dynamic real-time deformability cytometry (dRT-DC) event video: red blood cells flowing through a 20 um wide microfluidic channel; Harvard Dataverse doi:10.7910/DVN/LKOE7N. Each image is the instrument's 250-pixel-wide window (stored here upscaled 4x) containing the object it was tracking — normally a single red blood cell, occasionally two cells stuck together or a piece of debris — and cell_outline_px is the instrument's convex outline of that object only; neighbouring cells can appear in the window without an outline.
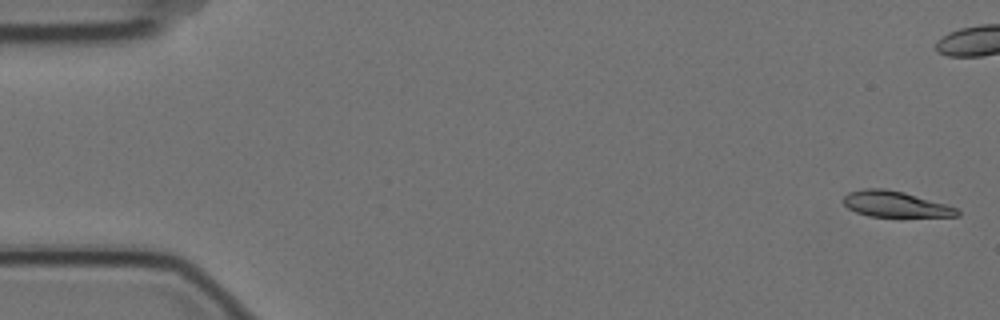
{"species": "Egyptian fruit bat (a non-hibernating species)", "species_latin": "Rousettus aegyptiacus", "temperature_condition": "cold", "stored_images_in_passage": 7, "camera_frame_rate_fps": 3000, "um_per_image_px": 0.085, "animal": {"sex": "female"}, "frame": {"image": 1, "passage_image": 1, "time_ms": 0.0, "image_size_px": [1000, 320], "cell_outline_px": [[960, 216], [868, 216], [856, 212], [848, 208], [844, 204], [844, 196], [848, 192], [864, 188], [884, 188], [904, 192], [944, 204], [956, 208], [960, 212]], "centroid_in_image_um": [76.05, 17.34], "position_along_channel_um": 8.9, "area_um2": 16.88}}
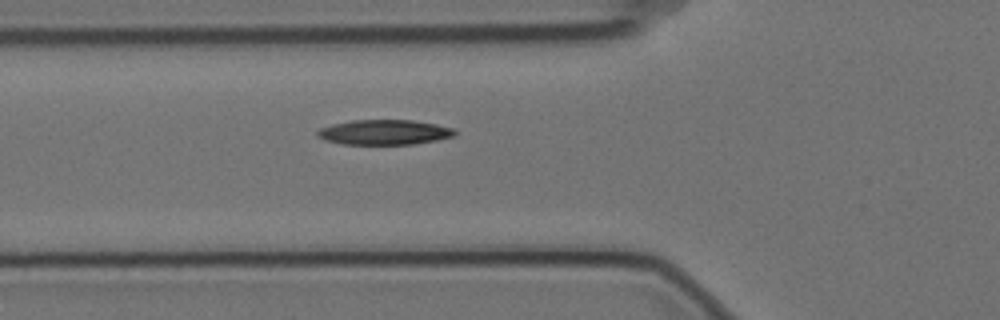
{"frame": {"image": 2, "passage_image": 7, "time_ms": 2.0, "image_size_px": [1000, 320], "cell_outline_px": [[456, 132], [452, 136], [436, 140], [412, 144], [340, 144], [324, 140], [316, 136], [316, 132], [320, 128], [332, 124], [352, 120], [412, 120], [436, 124], [452, 128]], "centroid_in_image_um": [32.6, 11.24], "position_along_channel_um": 93.2, "area_um2": 19.94}}